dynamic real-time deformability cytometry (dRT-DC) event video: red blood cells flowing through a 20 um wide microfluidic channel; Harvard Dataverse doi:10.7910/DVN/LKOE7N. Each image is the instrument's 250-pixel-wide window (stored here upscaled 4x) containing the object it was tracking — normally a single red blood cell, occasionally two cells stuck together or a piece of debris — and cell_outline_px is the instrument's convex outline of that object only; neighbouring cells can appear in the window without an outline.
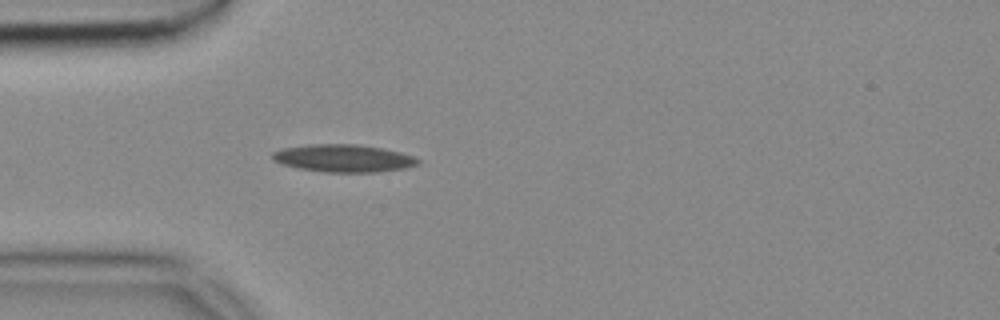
{"species": "common noctule bat (a hibernating species)", "species_latin": "Nyctalus noctula", "temperature_condition": "cold", "stored_images_in_passage": 39, "camera_frame_rate_fps": 3000, "um_per_image_px": 0.085, "animal": {"sex": "female", "body_mass_g": 18.4}, "frame": {"image": 1, "passage_image": 1, "time_ms": 0.0, "image_size_px": [1000, 320], "cell_outline_px": [[420, 164], [404, 168], [376, 172], [324, 172], [300, 168], [284, 164], [276, 160], [272, 156], [272, 152], [284, 148], [312, 144], [356, 144], [380, 148], [400, 152], [412, 156], [420, 160]], "centroid_in_image_um": [29.23, 13.45], "position_along_channel_um": 55.8, "area_um2": 23.0}}
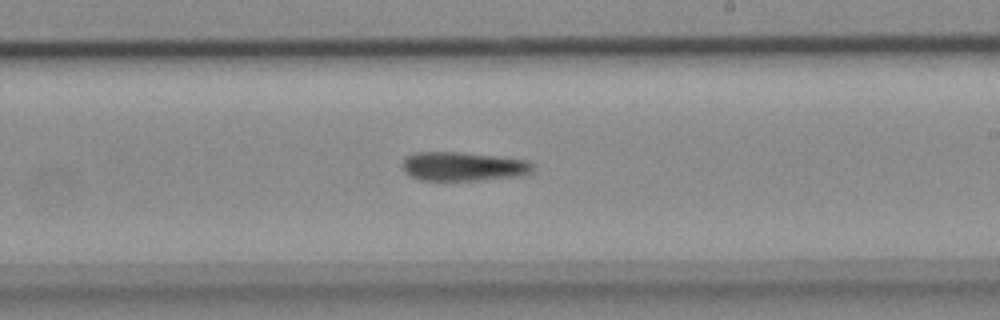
{"frame": {"image": 2, "passage_image": 17, "time_ms": 5.333, "image_size_px": [1000, 320], "cell_outline_px": [[532, 172], [520, 176], [476, 180], [420, 180], [404, 172], [404, 160], [408, 156], [416, 152], [456, 152], [528, 160], [532, 164]], "centroid_in_image_um": [39.38, 14.15], "position_along_channel_um": 249.6, "area_um2": 21.62}}
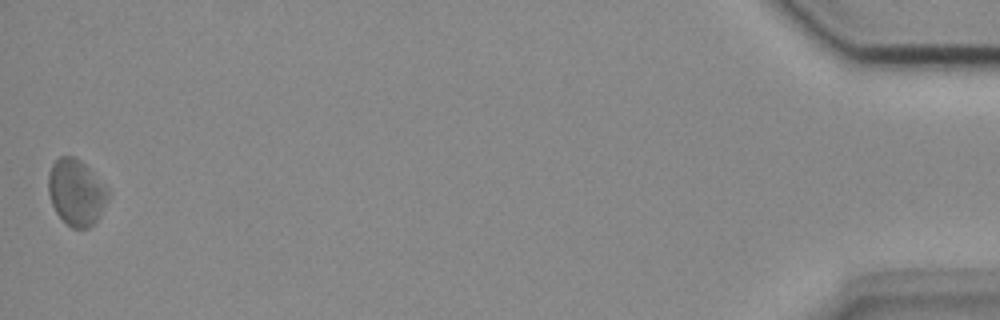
{"frame": {"image": 3, "passage_image": 39, "time_ms": 12.667, "image_size_px": [1000, 320], "cell_outline_px": [[108, 196], [96, 220], [88, 228], [72, 228], [56, 212], [52, 204], [48, 192], [48, 172], [52, 164], [60, 156], [72, 156], [80, 160], [108, 188]], "centroid_in_image_um": [6.44, 16.33], "position_along_channel_um": 428.8, "area_um2": 22.54}}